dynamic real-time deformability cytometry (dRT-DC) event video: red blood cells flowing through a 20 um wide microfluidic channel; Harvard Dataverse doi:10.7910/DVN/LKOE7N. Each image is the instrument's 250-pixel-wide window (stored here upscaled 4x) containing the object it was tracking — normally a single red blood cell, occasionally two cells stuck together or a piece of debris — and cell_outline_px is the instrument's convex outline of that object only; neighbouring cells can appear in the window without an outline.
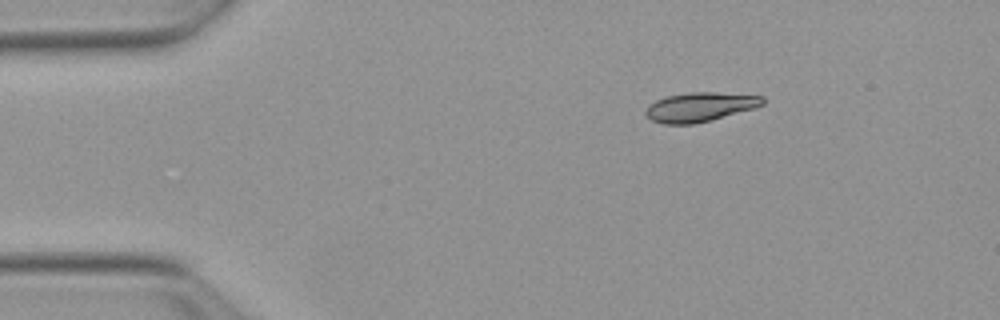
{"species": "Egyptian fruit bat (a non-hibernating species)", "species_latin": "Rousettus aegyptiacus", "temperature_condition": "warm", "stored_images_in_passage": 45, "camera_frame_rate_fps": 3000, "um_per_image_px": 0.085, "animal": {"sex": "female"}, "frame": {"image": 1, "passage_image": 1, "time_ms": 0.0, "image_size_px": [1000, 320], "cell_outline_px": [[764, 104], [756, 108], [712, 120], [692, 124], [664, 124], [652, 120], [644, 112], [648, 104], [656, 100], [668, 96], [688, 92], [716, 92], [764, 96]], "centroid_in_image_um": [59.52, 9.09], "position_along_channel_um": 25.5, "area_um2": 20.06}}
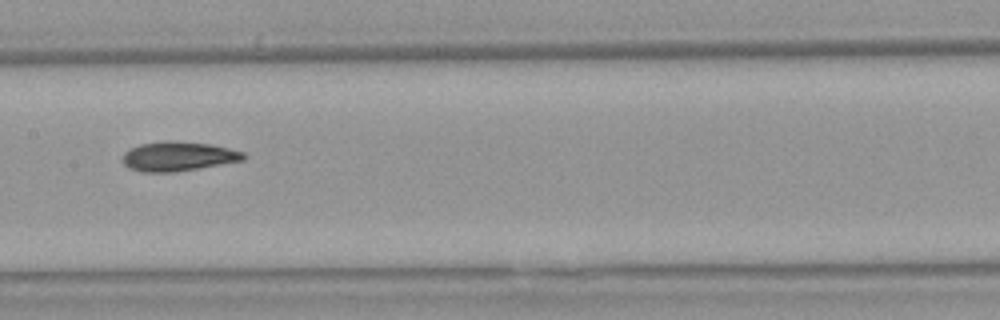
{"frame": {"image": 2, "passage_image": 19, "time_ms": 6.0, "image_size_px": [1000, 320], "cell_outline_px": [[248, 156], [244, 160], [176, 172], [140, 172], [128, 168], [120, 160], [124, 152], [128, 148], [140, 144], [164, 140], [172, 140], [212, 144], [244, 152]], "centroid_in_image_um": [15.1, 13.28], "position_along_channel_um": 192.3, "area_um2": 21.15}}
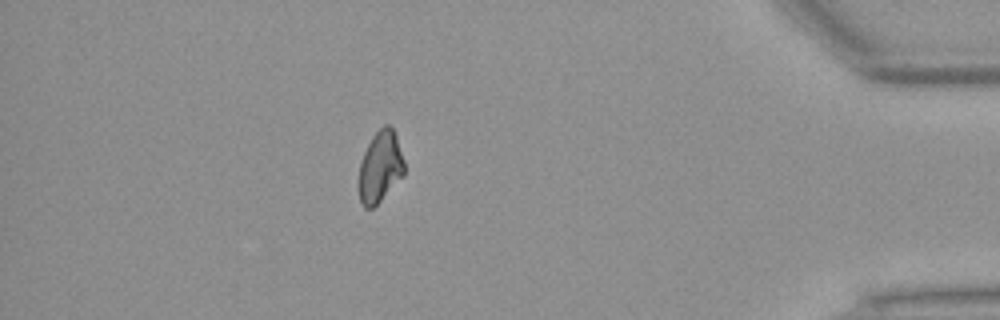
{"frame": {"image": 3, "passage_image": 39, "time_ms": 12.667, "image_size_px": [1000, 320], "cell_outline_px": [[404, 176], [372, 208], [364, 208], [360, 204], [356, 184], [360, 164], [364, 152], [372, 136], [384, 124], [388, 124], [392, 128], [396, 136], [404, 160]], "centroid_in_image_um": [32.28, 14.22], "position_along_channel_um": 402.9, "area_um2": 19.19}, "authors_computed_cell_mechanics": {"area_um2": 19.9988, "velocity_mm_per_s": 3.8625, "shape_relaxation_time_tau1_ms": 9.6342, "shape_relaxation_time_tau2_ms": 2.8362, "deformation_change_tau1": 0.2394, "deformation_change_tau2": 0.0802}}